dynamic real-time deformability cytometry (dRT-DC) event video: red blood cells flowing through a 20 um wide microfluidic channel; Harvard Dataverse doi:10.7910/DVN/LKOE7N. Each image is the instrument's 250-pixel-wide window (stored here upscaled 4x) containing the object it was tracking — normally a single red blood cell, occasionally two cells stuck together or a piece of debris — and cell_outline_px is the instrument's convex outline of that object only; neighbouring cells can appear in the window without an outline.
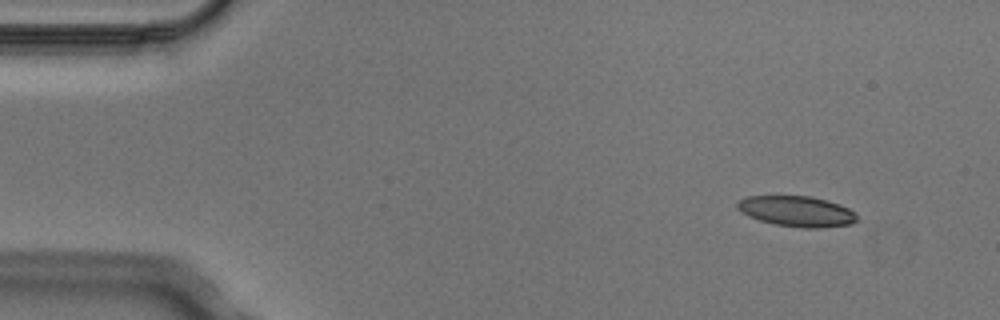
{"species": "Egyptian fruit bat (a non-hibernating species)", "species_latin": "Rousettus aegyptiacus", "temperature_condition": "cold", "stored_images_in_passage": 7, "camera_frame_rate_fps": 3000, "um_per_image_px": 0.085, "animal": {"sex": "male"}, "frame": {"image": 1, "passage_image": 1, "time_ms": 0.0, "image_size_px": [1000, 320], "cell_outline_px": [[860, 220], [852, 224], [820, 228], [800, 228], [776, 224], [760, 220], [748, 216], [740, 212], [736, 208], [736, 204], [740, 200], [748, 196], [812, 196], [840, 204], [856, 212]], "centroid_in_image_um": [67.77, 17.97], "position_along_channel_um": 17.2, "area_um2": 21.56}}
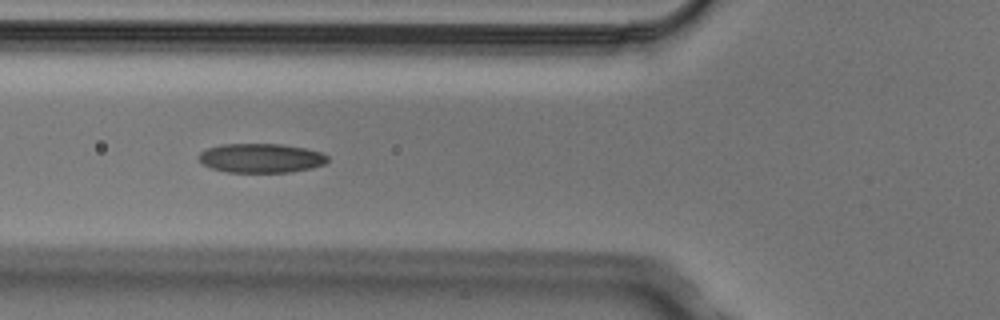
{"frame": {"image": 2, "passage_image": 5, "time_ms": 1.333, "image_size_px": [1000, 320], "cell_outline_px": [[328, 160], [324, 164], [312, 168], [292, 172], [228, 172], [212, 168], [204, 164], [200, 160], [200, 152], [208, 148], [220, 144], [280, 144], [304, 148], [320, 152], [328, 156]], "centroid_in_image_um": [22.21, 13.44], "position_along_channel_um": 103.6, "area_um2": 21.79}}
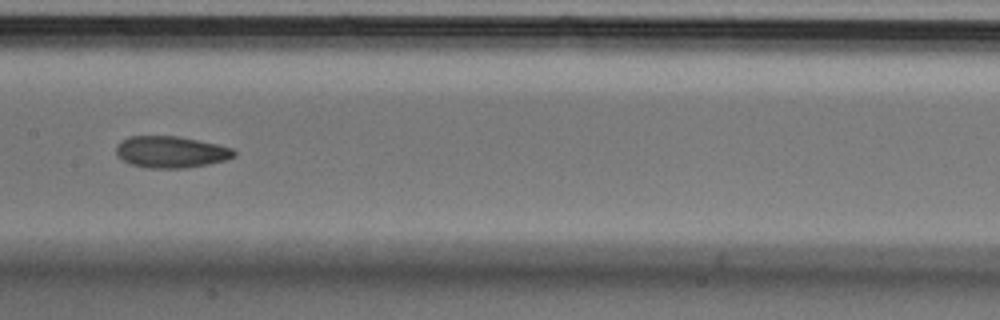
{"frame": {"image": 3, "passage_image": 7, "time_ms": 2.0, "image_size_px": [1000, 320], "cell_outline_px": [[236, 156], [228, 160], [208, 164], [184, 168], [148, 168], [132, 164], [124, 160], [116, 152], [116, 148], [120, 140], [128, 136], [176, 136], [216, 144], [232, 148], [236, 152]], "centroid_in_image_um": [14.55, 12.92], "position_along_channel_um": 192.8, "area_um2": 21.62}}